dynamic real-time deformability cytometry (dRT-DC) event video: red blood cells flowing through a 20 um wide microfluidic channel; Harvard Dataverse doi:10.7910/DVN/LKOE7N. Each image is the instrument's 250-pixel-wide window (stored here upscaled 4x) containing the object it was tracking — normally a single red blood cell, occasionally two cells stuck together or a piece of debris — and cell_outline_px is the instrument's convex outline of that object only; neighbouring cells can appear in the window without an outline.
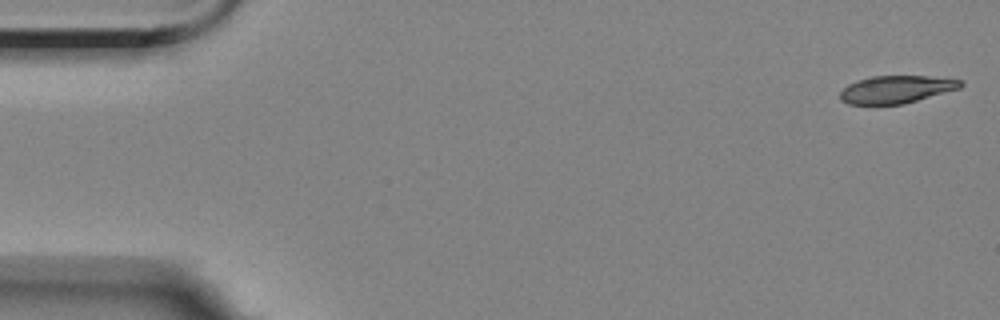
{"species": "Egyptian fruit bat (a non-hibernating species)", "species_latin": "Rousettus aegyptiacus", "temperature_condition": "room temperature", "stored_images_in_passage": 50, "camera_frame_rate_fps": 3000, "um_per_image_px": 0.085, "animal": {"sex": "female"}, "frame": {"image": 1, "passage_image": 1, "time_ms": 0.0, "image_size_px": [1000, 320], "cell_outline_px": [[964, 84], [960, 88], [904, 104], [848, 104], [840, 100], [840, 92], [848, 84], [856, 80], [872, 76], [928, 76], [964, 80]], "centroid_in_image_um": [76.19, 7.59], "position_along_channel_um": 8.8, "area_um2": 19.42}}
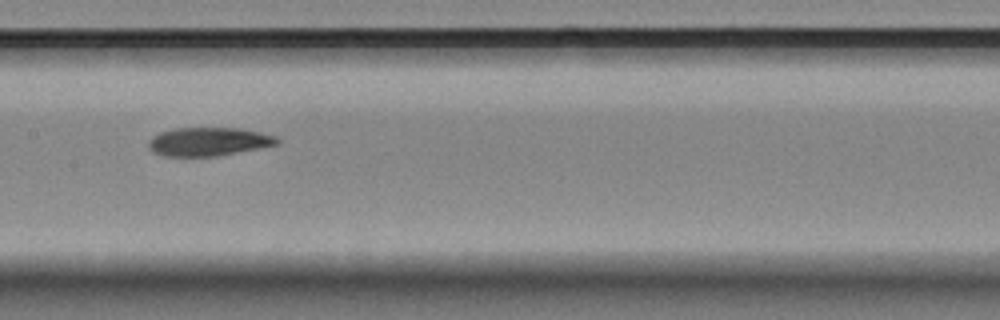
{"frame": {"image": 2, "passage_image": 27, "time_ms": 8.667, "image_size_px": [1000, 320], "cell_outline_px": [[280, 144], [260, 148], [216, 156], [164, 156], [152, 152], [148, 148], [148, 140], [160, 132], [172, 128], [240, 128], [260, 132], [276, 136], [280, 140]], "centroid_in_image_um": [17.73, 12.04], "position_along_channel_um": 189.7, "area_um2": 21.5}}
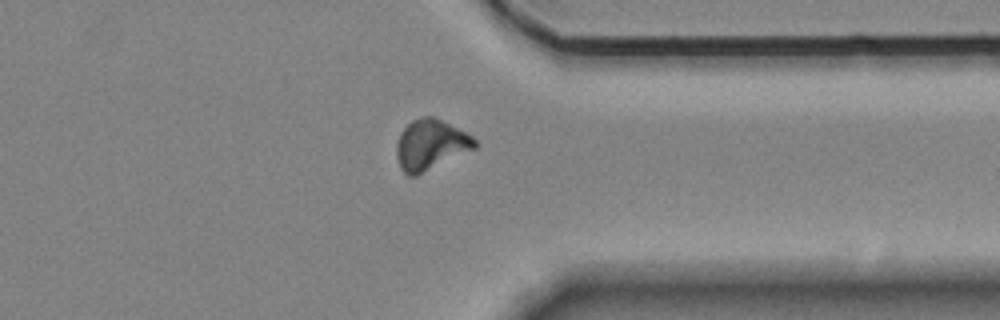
{"frame": {"image": 3, "passage_image": 43, "time_ms": 14.0, "image_size_px": [1000, 320], "cell_outline_px": [[480, 144], [476, 148], [416, 176], [408, 176], [400, 168], [396, 156], [396, 144], [400, 132], [412, 120], [420, 116], [432, 116], [472, 136]], "centroid_in_image_um": [36.58, 12.32], "position_along_channel_um": 374.8, "area_um2": 22.95}, "authors_computed_cell_mechanics": {"area_um2": 21.7906, "velocity_mm_per_s": 3.5366, "shape_relaxation_time_tau1_ms": null, "shape_relaxation_time_tau2_ms": 10.772, "deformation_change_tau1": null, "deformation_change_tau2": 0.1598}}